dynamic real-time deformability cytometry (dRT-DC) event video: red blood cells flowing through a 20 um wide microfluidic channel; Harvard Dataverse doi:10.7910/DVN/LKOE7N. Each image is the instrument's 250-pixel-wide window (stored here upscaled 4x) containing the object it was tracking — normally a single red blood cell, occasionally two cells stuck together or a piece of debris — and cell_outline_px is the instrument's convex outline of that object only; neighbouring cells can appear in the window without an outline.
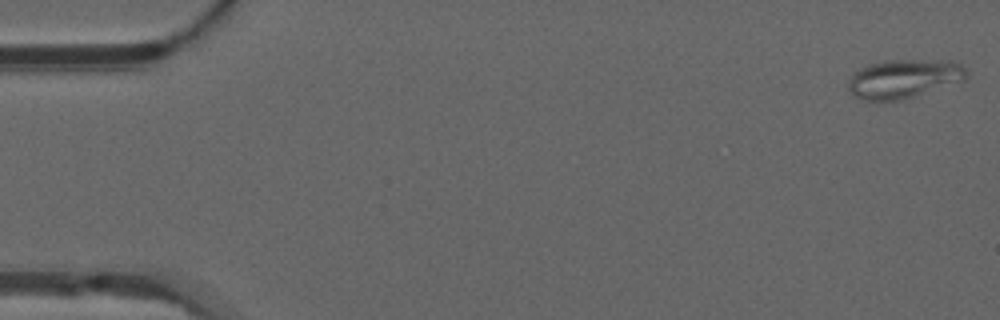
{"species": "common noctule bat (a hibernating species)", "species_latin": "Nyctalus noctula", "temperature_condition": "warm", "stored_images_in_passage": 51, "camera_frame_rate_fps": 3000, "um_per_image_px": 0.085, "animal": {"sex": "male", "forearm_length_mm": 52.5}, "frame": {"image": 1, "passage_image": 1, "time_ms": 0.0, "image_size_px": [1000, 320], "cell_outline_px": [[968, 76], [964, 80], [900, 100], [864, 100], [848, 92], [848, 80], [860, 68], [872, 64], [892, 60], [900, 60], [960, 64], [968, 72]], "centroid_in_image_um": [76.75, 6.73], "position_along_channel_um": 8.2, "area_um2": 25.61}}
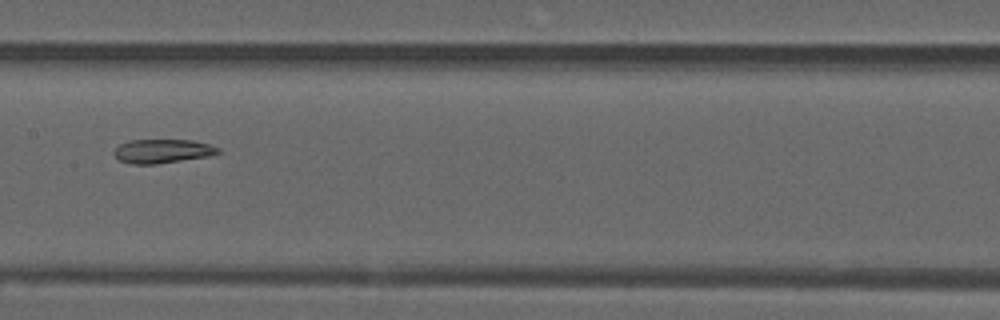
{"frame": {"image": 2, "passage_image": 26, "time_ms": 8.333, "image_size_px": [1000, 320], "cell_outline_px": [[220, 152], [208, 156], [156, 164], [132, 164], [120, 160], [112, 152], [120, 144], [128, 140], [192, 140], [208, 144], [220, 148]], "centroid_in_image_um": [13.79, 12.84], "position_along_channel_um": 193.6, "area_um2": 14.39}}
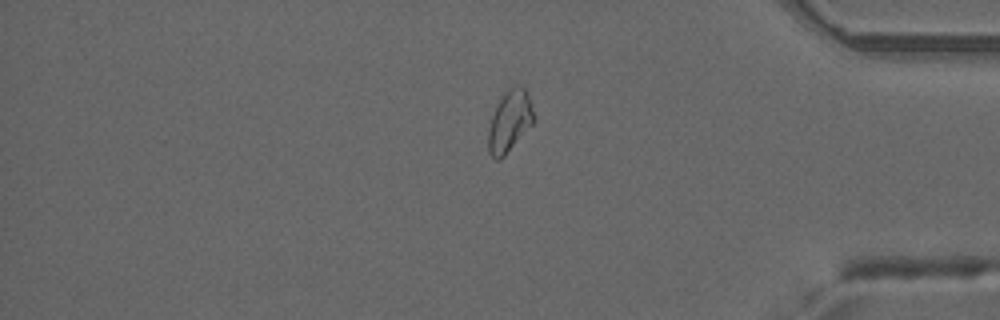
{"frame": {"image": 3, "passage_image": 43, "time_ms": 14.0, "image_size_px": [1000, 320], "cell_outline_px": [[532, 124], [504, 156], [500, 160], [496, 160], [488, 152], [488, 132], [492, 116], [496, 104], [504, 92], [508, 88], [516, 84], [524, 88], [528, 96], [532, 112]], "centroid_in_image_um": [43.27, 10.3], "position_along_channel_um": 391.9, "area_um2": 15.9}, "authors_computed_cell_mechanics": {"area_um2": 16.6464, "velocity_mm_per_s": 3.9518, "shape_relaxation_time_tau1_ms": null, "shape_relaxation_time_tau2_ms": 2.4479, "deformation_change_tau1": null, "deformation_change_tau2": 0.0784}}